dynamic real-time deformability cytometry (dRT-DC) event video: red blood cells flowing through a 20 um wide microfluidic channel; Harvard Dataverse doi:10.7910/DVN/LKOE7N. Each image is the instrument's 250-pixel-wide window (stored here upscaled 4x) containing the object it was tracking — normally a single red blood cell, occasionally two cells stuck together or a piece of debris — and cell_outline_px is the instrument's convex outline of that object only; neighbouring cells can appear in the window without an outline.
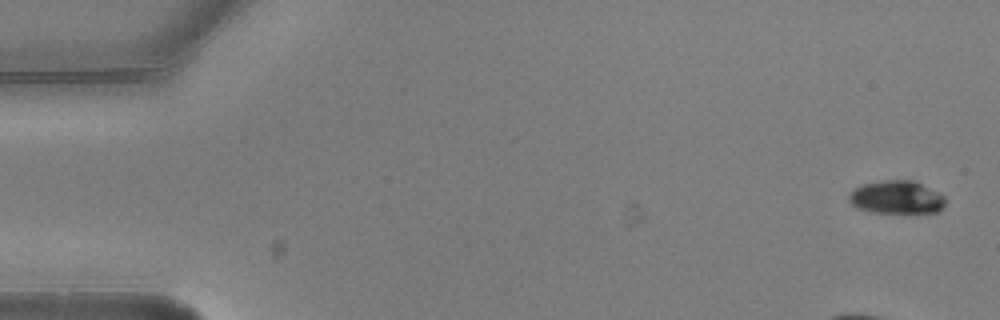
{"species": "common noctule bat (a hibernating species)", "species_latin": "Nyctalus noctula", "temperature_condition": "warm", "stored_images_in_passage": 6, "camera_frame_rate_fps": 3000, "um_per_image_px": 0.085, "animal": {"sex": "male", "body_mass_g": 20.5, "forearm_length_mm": 52.5}, "frame": {"image": 1, "passage_image": 1, "time_ms": 0.0, "image_size_px": [1000, 320], "cell_outline_px": [[944, 204], [940, 212], [916, 216], [872, 212], [856, 208], [848, 200], [848, 196], [856, 188], [864, 184], [884, 180], [916, 180], [940, 192], [944, 196]], "centroid_in_image_um": [76.29, 16.83], "position_along_channel_um": 8.7, "area_um2": 19.59}}